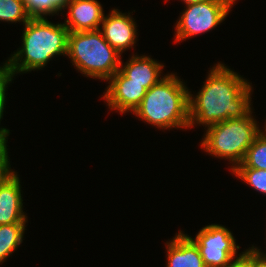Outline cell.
<instances>
[{"label": "cell", "mask_w": 266, "mask_h": 267, "mask_svg": "<svg viewBox=\"0 0 266 267\" xmlns=\"http://www.w3.org/2000/svg\"><path fill=\"white\" fill-rule=\"evenodd\" d=\"M80 73L108 81L121 64V54L103 37L100 29L69 32L67 55Z\"/></svg>", "instance_id": "cell-4"}, {"label": "cell", "mask_w": 266, "mask_h": 267, "mask_svg": "<svg viewBox=\"0 0 266 267\" xmlns=\"http://www.w3.org/2000/svg\"><path fill=\"white\" fill-rule=\"evenodd\" d=\"M68 19L63 23L69 32L98 30L104 19L103 8L97 0H70Z\"/></svg>", "instance_id": "cell-10"}, {"label": "cell", "mask_w": 266, "mask_h": 267, "mask_svg": "<svg viewBox=\"0 0 266 267\" xmlns=\"http://www.w3.org/2000/svg\"><path fill=\"white\" fill-rule=\"evenodd\" d=\"M7 136L0 131V156L6 151L7 149Z\"/></svg>", "instance_id": "cell-23"}, {"label": "cell", "mask_w": 266, "mask_h": 267, "mask_svg": "<svg viewBox=\"0 0 266 267\" xmlns=\"http://www.w3.org/2000/svg\"><path fill=\"white\" fill-rule=\"evenodd\" d=\"M250 267H266V255L254 246L250 248Z\"/></svg>", "instance_id": "cell-21"}, {"label": "cell", "mask_w": 266, "mask_h": 267, "mask_svg": "<svg viewBox=\"0 0 266 267\" xmlns=\"http://www.w3.org/2000/svg\"><path fill=\"white\" fill-rule=\"evenodd\" d=\"M225 267H250V247L242 254L229 262Z\"/></svg>", "instance_id": "cell-22"}, {"label": "cell", "mask_w": 266, "mask_h": 267, "mask_svg": "<svg viewBox=\"0 0 266 267\" xmlns=\"http://www.w3.org/2000/svg\"><path fill=\"white\" fill-rule=\"evenodd\" d=\"M13 77L14 76L12 75L6 61V63H4L2 67L0 66V121L3 118L4 107L6 105V88L8 87L7 85L12 82ZM0 131L3 132L7 137L10 132V130H8L7 128H0Z\"/></svg>", "instance_id": "cell-19"}, {"label": "cell", "mask_w": 266, "mask_h": 267, "mask_svg": "<svg viewBox=\"0 0 266 267\" xmlns=\"http://www.w3.org/2000/svg\"><path fill=\"white\" fill-rule=\"evenodd\" d=\"M134 21L130 13L127 15L113 9L109 15L104 16L101 23L100 31L104 39L120 54L135 46L137 29Z\"/></svg>", "instance_id": "cell-9"}, {"label": "cell", "mask_w": 266, "mask_h": 267, "mask_svg": "<svg viewBox=\"0 0 266 267\" xmlns=\"http://www.w3.org/2000/svg\"><path fill=\"white\" fill-rule=\"evenodd\" d=\"M8 158V151L6 150L0 156V185L15 172L10 169L11 167Z\"/></svg>", "instance_id": "cell-20"}, {"label": "cell", "mask_w": 266, "mask_h": 267, "mask_svg": "<svg viewBox=\"0 0 266 267\" xmlns=\"http://www.w3.org/2000/svg\"><path fill=\"white\" fill-rule=\"evenodd\" d=\"M202 89L193 97L189 92V123L205 127L228 119L245 117L251 110L250 82L217 63L209 71Z\"/></svg>", "instance_id": "cell-1"}, {"label": "cell", "mask_w": 266, "mask_h": 267, "mask_svg": "<svg viewBox=\"0 0 266 267\" xmlns=\"http://www.w3.org/2000/svg\"><path fill=\"white\" fill-rule=\"evenodd\" d=\"M189 92L175 74H167L146 91L133 114L156 128H189Z\"/></svg>", "instance_id": "cell-3"}, {"label": "cell", "mask_w": 266, "mask_h": 267, "mask_svg": "<svg viewBox=\"0 0 266 267\" xmlns=\"http://www.w3.org/2000/svg\"><path fill=\"white\" fill-rule=\"evenodd\" d=\"M239 179L256 191L266 194V170L253 168H234L232 170Z\"/></svg>", "instance_id": "cell-18"}, {"label": "cell", "mask_w": 266, "mask_h": 267, "mask_svg": "<svg viewBox=\"0 0 266 267\" xmlns=\"http://www.w3.org/2000/svg\"><path fill=\"white\" fill-rule=\"evenodd\" d=\"M191 239L199 247L205 267H225L241 255H236L240 246L236 245L231 231L219 224L203 227Z\"/></svg>", "instance_id": "cell-7"}, {"label": "cell", "mask_w": 266, "mask_h": 267, "mask_svg": "<svg viewBox=\"0 0 266 267\" xmlns=\"http://www.w3.org/2000/svg\"><path fill=\"white\" fill-rule=\"evenodd\" d=\"M31 19L24 0H0V20L27 23Z\"/></svg>", "instance_id": "cell-17"}, {"label": "cell", "mask_w": 266, "mask_h": 267, "mask_svg": "<svg viewBox=\"0 0 266 267\" xmlns=\"http://www.w3.org/2000/svg\"><path fill=\"white\" fill-rule=\"evenodd\" d=\"M20 187L17 172L0 185V225L27 222Z\"/></svg>", "instance_id": "cell-11"}, {"label": "cell", "mask_w": 266, "mask_h": 267, "mask_svg": "<svg viewBox=\"0 0 266 267\" xmlns=\"http://www.w3.org/2000/svg\"><path fill=\"white\" fill-rule=\"evenodd\" d=\"M108 83L103 98L111 110L119 113L134 112L147 91L143 84L129 82V78L120 70L113 74Z\"/></svg>", "instance_id": "cell-8"}, {"label": "cell", "mask_w": 266, "mask_h": 267, "mask_svg": "<svg viewBox=\"0 0 266 267\" xmlns=\"http://www.w3.org/2000/svg\"><path fill=\"white\" fill-rule=\"evenodd\" d=\"M236 0H205L187 4L176 23L175 41L209 32L224 21Z\"/></svg>", "instance_id": "cell-6"}, {"label": "cell", "mask_w": 266, "mask_h": 267, "mask_svg": "<svg viewBox=\"0 0 266 267\" xmlns=\"http://www.w3.org/2000/svg\"><path fill=\"white\" fill-rule=\"evenodd\" d=\"M235 168H253L266 170V130L256 137L247 149L244 160Z\"/></svg>", "instance_id": "cell-15"}, {"label": "cell", "mask_w": 266, "mask_h": 267, "mask_svg": "<svg viewBox=\"0 0 266 267\" xmlns=\"http://www.w3.org/2000/svg\"><path fill=\"white\" fill-rule=\"evenodd\" d=\"M163 67L162 63L160 64L149 56H134L133 54L124 66L121 61L119 70L129 78V82L143 84V87L148 90L164 77L160 76Z\"/></svg>", "instance_id": "cell-13"}, {"label": "cell", "mask_w": 266, "mask_h": 267, "mask_svg": "<svg viewBox=\"0 0 266 267\" xmlns=\"http://www.w3.org/2000/svg\"><path fill=\"white\" fill-rule=\"evenodd\" d=\"M22 47L8 59L13 76L39 70L56 55H67L69 31L62 23L53 24L47 18H31L24 24Z\"/></svg>", "instance_id": "cell-2"}, {"label": "cell", "mask_w": 266, "mask_h": 267, "mask_svg": "<svg viewBox=\"0 0 266 267\" xmlns=\"http://www.w3.org/2000/svg\"><path fill=\"white\" fill-rule=\"evenodd\" d=\"M184 1V3L187 5V4H190V3H197V2H202V1H205V0H182Z\"/></svg>", "instance_id": "cell-24"}, {"label": "cell", "mask_w": 266, "mask_h": 267, "mask_svg": "<svg viewBox=\"0 0 266 267\" xmlns=\"http://www.w3.org/2000/svg\"><path fill=\"white\" fill-rule=\"evenodd\" d=\"M166 244L167 267H205L199 247L189 235L179 231Z\"/></svg>", "instance_id": "cell-12"}, {"label": "cell", "mask_w": 266, "mask_h": 267, "mask_svg": "<svg viewBox=\"0 0 266 267\" xmlns=\"http://www.w3.org/2000/svg\"><path fill=\"white\" fill-rule=\"evenodd\" d=\"M26 222L0 225V263L20 246L23 241Z\"/></svg>", "instance_id": "cell-14"}, {"label": "cell", "mask_w": 266, "mask_h": 267, "mask_svg": "<svg viewBox=\"0 0 266 267\" xmlns=\"http://www.w3.org/2000/svg\"><path fill=\"white\" fill-rule=\"evenodd\" d=\"M31 18H44L62 11L70 0H24Z\"/></svg>", "instance_id": "cell-16"}, {"label": "cell", "mask_w": 266, "mask_h": 267, "mask_svg": "<svg viewBox=\"0 0 266 267\" xmlns=\"http://www.w3.org/2000/svg\"><path fill=\"white\" fill-rule=\"evenodd\" d=\"M250 111L245 117L228 119L207 127L201 147L214 157L229 159L233 170L245 158L247 149L262 132Z\"/></svg>", "instance_id": "cell-5"}]
</instances>
